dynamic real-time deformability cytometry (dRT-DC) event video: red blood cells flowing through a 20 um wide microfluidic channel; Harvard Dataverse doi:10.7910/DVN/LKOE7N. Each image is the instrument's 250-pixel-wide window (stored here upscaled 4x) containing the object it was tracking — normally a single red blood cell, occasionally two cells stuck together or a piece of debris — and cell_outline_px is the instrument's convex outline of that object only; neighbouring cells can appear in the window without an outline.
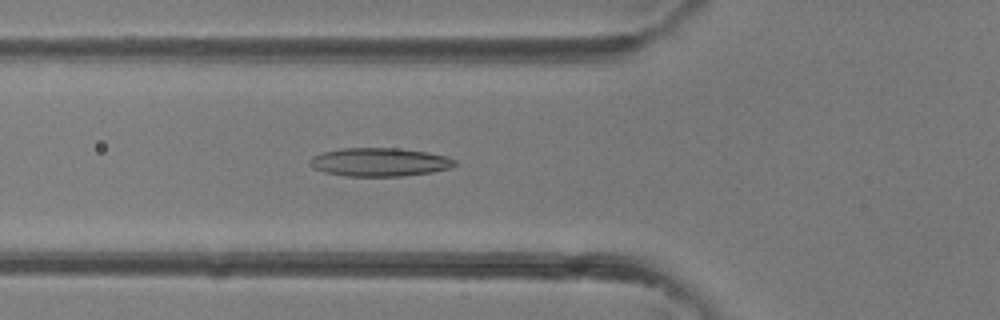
{"species": "common noctule bat (a hibernating species)", "species_latin": "Nyctalus noctula", "temperature_condition": "room temperature", "stored_images_in_passage": 39, "camera_frame_rate_fps": 3000, "um_per_image_px": 0.085, "animal": {"sex": "female"}, "frame": {"image": 1, "passage_image": 14, "time_ms": 4.333, "image_size_px": [1000, 320], "cell_outline_px": [[456, 164], [448, 168], [432, 172], [404, 176], [348, 176], [324, 172], [312, 168], [308, 164], [308, 160], [312, 156], [320, 152], [340, 148], [396, 148], [428, 152], [448, 156], [456, 160]], "centroid_in_image_um": [32.22, 13.77], "position_along_channel_um": 93.6, "area_um2": 24.28}}
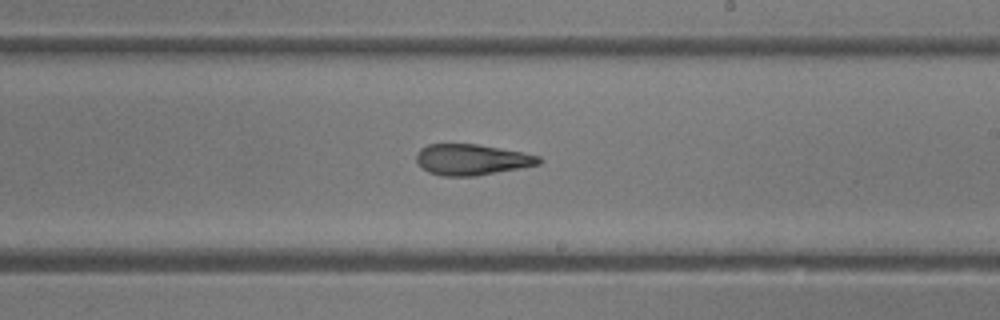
{"frame": {"image": 2, "passage_image": 23, "time_ms": 7.333, "image_size_px": [1000, 320], "cell_outline_px": [[544, 160], [540, 164], [520, 168], [476, 176], [440, 176], [428, 172], [416, 160], [416, 156], [420, 148], [428, 144], [476, 144], [520, 152], [540, 156]], "centroid_in_image_um": [40.1, 13.57], "position_along_channel_um": 248.9, "area_um2": 21.96}}
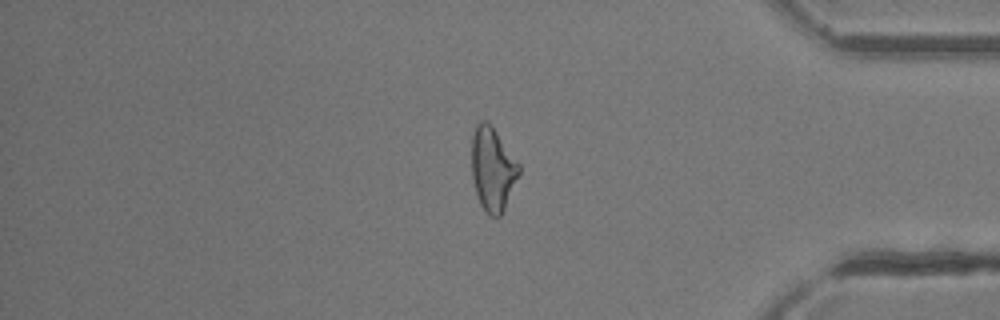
{"frame": {"image": 3, "passage_image": 33, "time_ms": 10.667, "image_size_px": [1000, 320], "cell_outline_px": [[520, 172], [504, 208], [500, 216], [488, 216], [480, 204], [476, 192], [472, 176], [472, 136], [476, 124], [480, 120], [488, 120], [520, 164]], "centroid_in_image_um": [41.86, 14.34], "position_along_channel_um": 393.3, "area_um2": 22.95}}